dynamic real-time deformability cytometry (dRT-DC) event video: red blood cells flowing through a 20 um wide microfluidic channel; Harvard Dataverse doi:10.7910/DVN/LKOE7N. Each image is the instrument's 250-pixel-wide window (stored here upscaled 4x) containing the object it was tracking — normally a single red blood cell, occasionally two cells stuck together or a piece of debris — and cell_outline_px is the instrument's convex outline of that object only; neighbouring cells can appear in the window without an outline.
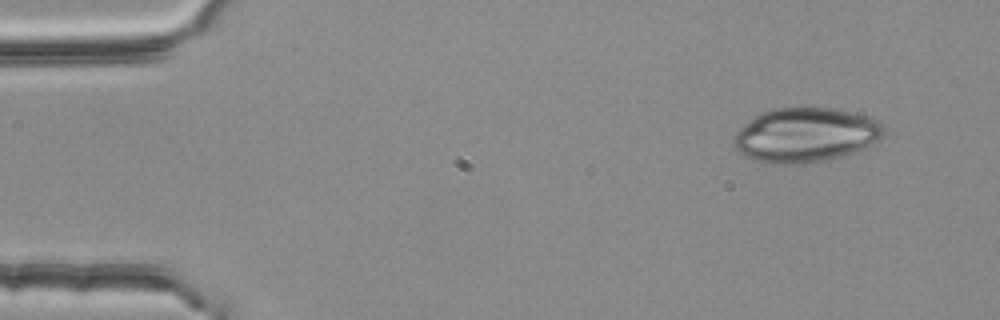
{"species": "common noctule bat (a hibernating species)", "species_latin": "Nyctalus noctula", "temperature_condition": "room temperature", "stored_images_in_passage": 3, "camera_frame_rate_fps": 3000, "um_per_image_px": 0.085, "animal": {"sex": "female", "body_mass_g": 25.1}, "frame": {"image": 1, "passage_image": 1, "time_ms": 0.0, "image_size_px": [1000, 320], "cell_outline_px": [[888, 132], [884, 136], [852, 152], [840, 156], [824, 160], [784, 164], [780, 164], [756, 160], [744, 156], [732, 144], [732, 140], [740, 128], [748, 120], [772, 108], [832, 108], [868, 116], [876, 120]], "centroid_in_image_um": [68.44, 11.46], "position_along_channel_um": 16.6, "area_um2": 46.76}}